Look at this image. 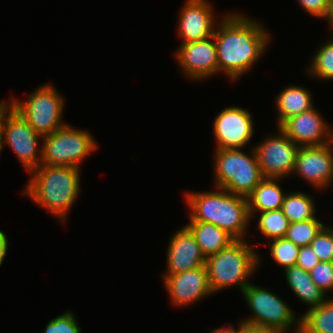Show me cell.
I'll return each instance as SVG.
<instances>
[{"instance_id": "obj_3", "label": "cell", "mask_w": 333, "mask_h": 333, "mask_svg": "<svg viewBox=\"0 0 333 333\" xmlns=\"http://www.w3.org/2000/svg\"><path fill=\"white\" fill-rule=\"evenodd\" d=\"M215 191L184 193L189 216L194 221L211 223L223 229L235 240H242L251 221L247 197L215 187Z\"/></svg>"}, {"instance_id": "obj_2", "label": "cell", "mask_w": 333, "mask_h": 333, "mask_svg": "<svg viewBox=\"0 0 333 333\" xmlns=\"http://www.w3.org/2000/svg\"><path fill=\"white\" fill-rule=\"evenodd\" d=\"M80 168L41 165L22 190L33 203L46 209L64 224L80 194Z\"/></svg>"}, {"instance_id": "obj_10", "label": "cell", "mask_w": 333, "mask_h": 333, "mask_svg": "<svg viewBox=\"0 0 333 333\" xmlns=\"http://www.w3.org/2000/svg\"><path fill=\"white\" fill-rule=\"evenodd\" d=\"M278 134H270L254 147L258 164L265 178H286L293 175L299 146L279 127Z\"/></svg>"}, {"instance_id": "obj_31", "label": "cell", "mask_w": 333, "mask_h": 333, "mask_svg": "<svg viewBox=\"0 0 333 333\" xmlns=\"http://www.w3.org/2000/svg\"><path fill=\"white\" fill-rule=\"evenodd\" d=\"M298 4L302 6L303 11L315 18H324L327 10L329 0H297Z\"/></svg>"}, {"instance_id": "obj_9", "label": "cell", "mask_w": 333, "mask_h": 333, "mask_svg": "<svg viewBox=\"0 0 333 333\" xmlns=\"http://www.w3.org/2000/svg\"><path fill=\"white\" fill-rule=\"evenodd\" d=\"M1 129L3 147L8 145L29 173L42 165L43 137L6 101H1Z\"/></svg>"}, {"instance_id": "obj_5", "label": "cell", "mask_w": 333, "mask_h": 333, "mask_svg": "<svg viewBox=\"0 0 333 333\" xmlns=\"http://www.w3.org/2000/svg\"><path fill=\"white\" fill-rule=\"evenodd\" d=\"M213 153L214 188L247 197L265 178L253 146L250 154L242 148L215 149Z\"/></svg>"}, {"instance_id": "obj_17", "label": "cell", "mask_w": 333, "mask_h": 333, "mask_svg": "<svg viewBox=\"0 0 333 333\" xmlns=\"http://www.w3.org/2000/svg\"><path fill=\"white\" fill-rule=\"evenodd\" d=\"M164 275L178 274L205 265V256L191 231L183 226L172 234L167 247Z\"/></svg>"}, {"instance_id": "obj_33", "label": "cell", "mask_w": 333, "mask_h": 333, "mask_svg": "<svg viewBox=\"0 0 333 333\" xmlns=\"http://www.w3.org/2000/svg\"><path fill=\"white\" fill-rule=\"evenodd\" d=\"M237 333H280V332L261 329V328L249 327V326L239 323L238 328H237Z\"/></svg>"}, {"instance_id": "obj_34", "label": "cell", "mask_w": 333, "mask_h": 333, "mask_svg": "<svg viewBox=\"0 0 333 333\" xmlns=\"http://www.w3.org/2000/svg\"><path fill=\"white\" fill-rule=\"evenodd\" d=\"M8 239L4 231L0 230V255H7Z\"/></svg>"}, {"instance_id": "obj_23", "label": "cell", "mask_w": 333, "mask_h": 333, "mask_svg": "<svg viewBox=\"0 0 333 333\" xmlns=\"http://www.w3.org/2000/svg\"><path fill=\"white\" fill-rule=\"evenodd\" d=\"M312 194L301 191L286 193L281 210L290 223L318 219L316 217V206Z\"/></svg>"}, {"instance_id": "obj_36", "label": "cell", "mask_w": 333, "mask_h": 333, "mask_svg": "<svg viewBox=\"0 0 333 333\" xmlns=\"http://www.w3.org/2000/svg\"><path fill=\"white\" fill-rule=\"evenodd\" d=\"M210 333H237V329L233 327V324L222 326L221 328L212 329Z\"/></svg>"}, {"instance_id": "obj_22", "label": "cell", "mask_w": 333, "mask_h": 333, "mask_svg": "<svg viewBox=\"0 0 333 333\" xmlns=\"http://www.w3.org/2000/svg\"><path fill=\"white\" fill-rule=\"evenodd\" d=\"M301 315L297 333H333V297Z\"/></svg>"}, {"instance_id": "obj_37", "label": "cell", "mask_w": 333, "mask_h": 333, "mask_svg": "<svg viewBox=\"0 0 333 333\" xmlns=\"http://www.w3.org/2000/svg\"><path fill=\"white\" fill-rule=\"evenodd\" d=\"M3 149L2 129H1V101H0V153Z\"/></svg>"}, {"instance_id": "obj_25", "label": "cell", "mask_w": 333, "mask_h": 333, "mask_svg": "<svg viewBox=\"0 0 333 333\" xmlns=\"http://www.w3.org/2000/svg\"><path fill=\"white\" fill-rule=\"evenodd\" d=\"M258 216L256 228L267 241L285 238L290 222L281 209L260 212Z\"/></svg>"}, {"instance_id": "obj_4", "label": "cell", "mask_w": 333, "mask_h": 333, "mask_svg": "<svg viewBox=\"0 0 333 333\" xmlns=\"http://www.w3.org/2000/svg\"><path fill=\"white\" fill-rule=\"evenodd\" d=\"M260 263V254L246 239L235 240L206 257L205 266L212 292L215 294L235 285L242 292L251 283L249 278L260 267Z\"/></svg>"}, {"instance_id": "obj_8", "label": "cell", "mask_w": 333, "mask_h": 333, "mask_svg": "<svg viewBox=\"0 0 333 333\" xmlns=\"http://www.w3.org/2000/svg\"><path fill=\"white\" fill-rule=\"evenodd\" d=\"M41 147L43 165L80 168L83 160L98 149V144L89 131L65 124L44 136Z\"/></svg>"}, {"instance_id": "obj_18", "label": "cell", "mask_w": 333, "mask_h": 333, "mask_svg": "<svg viewBox=\"0 0 333 333\" xmlns=\"http://www.w3.org/2000/svg\"><path fill=\"white\" fill-rule=\"evenodd\" d=\"M278 181L281 178H264L247 196L251 220L257 217L256 213L281 209L286 193Z\"/></svg>"}, {"instance_id": "obj_7", "label": "cell", "mask_w": 333, "mask_h": 333, "mask_svg": "<svg viewBox=\"0 0 333 333\" xmlns=\"http://www.w3.org/2000/svg\"><path fill=\"white\" fill-rule=\"evenodd\" d=\"M50 83H45L20 101L12 98L8 103L29 123L42 137L52 134L63 127L64 97Z\"/></svg>"}, {"instance_id": "obj_28", "label": "cell", "mask_w": 333, "mask_h": 333, "mask_svg": "<svg viewBox=\"0 0 333 333\" xmlns=\"http://www.w3.org/2000/svg\"><path fill=\"white\" fill-rule=\"evenodd\" d=\"M320 261L333 262V226H324L310 243Z\"/></svg>"}, {"instance_id": "obj_19", "label": "cell", "mask_w": 333, "mask_h": 333, "mask_svg": "<svg viewBox=\"0 0 333 333\" xmlns=\"http://www.w3.org/2000/svg\"><path fill=\"white\" fill-rule=\"evenodd\" d=\"M308 88L289 85L282 89L275 100L277 110V127L291 116L306 112L315 107L312 93Z\"/></svg>"}, {"instance_id": "obj_12", "label": "cell", "mask_w": 333, "mask_h": 333, "mask_svg": "<svg viewBox=\"0 0 333 333\" xmlns=\"http://www.w3.org/2000/svg\"><path fill=\"white\" fill-rule=\"evenodd\" d=\"M175 59L180 73L189 80L199 81L218 74L217 49L214 35L200 41L181 43Z\"/></svg>"}, {"instance_id": "obj_21", "label": "cell", "mask_w": 333, "mask_h": 333, "mask_svg": "<svg viewBox=\"0 0 333 333\" xmlns=\"http://www.w3.org/2000/svg\"><path fill=\"white\" fill-rule=\"evenodd\" d=\"M188 221L185 226L193 234L205 258L235 241L231 235L214 224L194 221L190 216Z\"/></svg>"}, {"instance_id": "obj_20", "label": "cell", "mask_w": 333, "mask_h": 333, "mask_svg": "<svg viewBox=\"0 0 333 333\" xmlns=\"http://www.w3.org/2000/svg\"><path fill=\"white\" fill-rule=\"evenodd\" d=\"M283 271L291 291L295 297L309 307L308 309L317 307L328 298V295L326 296V293L312 281L310 272L297 265Z\"/></svg>"}, {"instance_id": "obj_16", "label": "cell", "mask_w": 333, "mask_h": 333, "mask_svg": "<svg viewBox=\"0 0 333 333\" xmlns=\"http://www.w3.org/2000/svg\"><path fill=\"white\" fill-rule=\"evenodd\" d=\"M209 0H186L178 18L177 34L181 43L196 42L213 36L218 20ZM217 21V22H216Z\"/></svg>"}, {"instance_id": "obj_1", "label": "cell", "mask_w": 333, "mask_h": 333, "mask_svg": "<svg viewBox=\"0 0 333 333\" xmlns=\"http://www.w3.org/2000/svg\"><path fill=\"white\" fill-rule=\"evenodd\" d=\"M219 22L213 34L218 73H224L230 82L236 81L259 61L272 36L263 24L242 13L227 12Z\"/></svg>"}, {"instance_id": "obj_29", "label": "cell", "mask_w": 333, "mask_h": 333, "mask_svg": "<svg viewBox=\"0 0 333 333\" xmlns=\"http://www.w3.org/2000/svg\"><path fill=\"white\" fill-rule=\"evenodd\" d=\"M43 333H82L77 319L70 310L51 319Z\"/></svg>"}, {"instance_id": "obj_32", "label": "cell", "mask_w": 333, "mask_h": 333, "mask_svg": "<svg viewBox=\"0 0 333 333\" xmlns=\"http://www.w3.org/2000/svg\"><path fill=\"white\" fill-rule=\"evenodd\" d=\"M318 262H320V260L310 246L300 247L295 265L303 268L307 272H310L311 269L318 264Z\"/></svg>"}, {"instance_id": "obj_26", "label": "cell", "mask_w": 333, "mask_h": 333, "mask_svg": "<svg viewBox=\"0 0 333 333\" xmlns=\"http://www.w3.org/2000/svg\"><path fill=\"white\" fill-rule=\"evenodd\" d=\"M324 226L319 219L290 223L285 238L298 247L310 246Z\"/></svg>"}, {"instance_id": "obj_27", "label": "cell", "mask_w": 333, "mask_h": 333, "mask_svg": "<svg viewBox=\"0 0 333 333\" xmlns=\"http://www.w3.org/2000/svg\"><path fill=\"white\" fill-rule=\"evenodd\" d=\"M265 246H269V252L273 261L285 269L294 266L297 261L300 247L286 238H277L267 241Z\"/></svg>"}, {"instance_id": "obj_13", "label": "cell", "mask_w": 333, "mask_h": 333, "mask_svg": "<svg viewBox=\"0 0 333 333\" xmlns=\"http://www.w3.org/2000/svg\"><path fill=\"white\" fill-rule=\"evenodd\" d=\"M293 174L299 175L316 190L333 185V141L321 146L300 147Z\"/></svg>"}, {"instance_id": "obj_38", "label": "cell", "mask_w": 333, "mask_h": 333, "mask_svg": "<svg viewBox=\"0 0 333 333\" xmlns=\"http://www.w3.org/2000/svg\"><path fill=\"white\" fill-rule=\"evenodd\" d=\"M4 258H6V255H0V267L3 264Z\"/></svg>"}, {"instance_id": "obj_6", "label": "cell", "mask_w": 333, "mask_h": 333, "mask_svg": "<svg viewBox=\"0 0 333 333\" xmlns=\"http://www.w3.org/2000/svg\"><path fill=\"white\" fill-rule=\"evenodd\" d=\"M252 316L244 318L239 323L280 333L292 331L297 333L301 327V317H297L288 303L263 286H257L252 282L241 292Z\"/></svg>"}, {"instance_id": "obj_24", "label": "cell", "mask_w": 333, "mask_h": 333, "mask_svg": "<svg viewBox=\"0 0 333 333\" xmlns=\"http://www.w3.org/2000/svg\"><path fill=\"white\" fill-rule=\"evenodd\" d=\"M308 65V76L316 79L333 80V36L315 51Z\"/></svg>"}, {"instance_id": "obj_14", "label": "cell", "mask_w": 333, "mask_h": 333, "mask_svg": "<svg viewBox=\"0 0 333 333\" xmlns=\"http://www.w3.org/2000/svg\"><path fill=\"white\" fill-rule=\"evenodd\" d=\"M317 107L286 119L279 128L299 147L321 146L333 141V128Z\"/></svg>"}, {"instance_id": "obj_15", "label": "cell", "mask_w": 333, "mask_h": 333, "mask_svg": "<svg viewBox=\"0 0 333 333\" xmlns=\"http://www.w3.org/2000/svg\"><path fill=\"white\" fill-rule=\"evenodd\" d=\"M164 287L173 305L187 307L214 293L205 265L172 275H163Z\"/></svg>"}, {"instance_id": "obj_11", "label": "cell", "mask_w": 333, "mask_h": 333, "mask_svg": "<svg viewBox=\"0 0 333 333\" xmlns=\"http://www.w3.org/2000/svg\"><path fill=\"white\" fill-rule=\"evenodd\" d=\"M251 113L240 106L221 110L214 119L215 149L243 148L252 140L254 120Z\"/></svg>"}, {"instance_id": "obj_35", "label": "cell", "mask_w": 333, "mask_h": 333, "mask_svg": "<svg viewBox=\"0 0 333 333\" xmlns=\"http://www.w3.org/2000/svg\"><path fill=\"white\" fill-rule=\"evenodd\" d=\"M325 20H328L327 22H329V26H330V29L332 28L333 29V0H329V3H328V10H327V13L324 17Z\"/></svg>"}, {"instance_id": "obj_30", "label": "cell", "mask_w": 333, "mask_h": 333, "mask_svg": "<svg viewBox=\"0 0 333 333\" xmlns=\"http://www.w3.org/2000/svg\"><path fill=\"white\" fill-rule=\"evenodd\" d=\"M312 281L326 294L333 290V262L320 261L310 271Z\"/></svg>"}]
</instances>
